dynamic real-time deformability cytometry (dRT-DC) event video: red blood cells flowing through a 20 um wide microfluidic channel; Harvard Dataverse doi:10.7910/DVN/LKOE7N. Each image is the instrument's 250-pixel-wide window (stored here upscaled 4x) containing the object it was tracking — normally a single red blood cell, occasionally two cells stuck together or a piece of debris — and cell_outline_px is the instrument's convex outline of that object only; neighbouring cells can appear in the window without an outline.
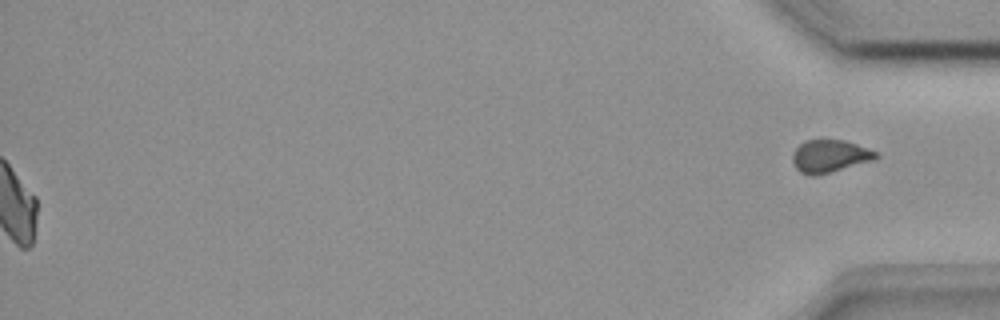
{"species": "common noctule bat (a hibernating species)", "species_latin": "Nyctalus noctula", "temperature_condition": "room temperature", "stored_images_in_passage": 48, "segment_of_instrument_passage": [2, 2], "camera_frame_rate_fps": 3000, "um_per_image_px": 0.085, "animal": {"sex": "female", "body_mass_g": 18.4}, "frame": {"image": 1, "passage_image": 48, "time_ms": 15.667, "image_size_px": [1000, 320], "cell_outline_px": [[880, 156], [876, 160], [816, 176], [808, 176], [800, 172], [796, 168], [792, 160], [792, 156], [796, 148], [804, 140], [844, 140], [880, 152]], "centroid_in_image_um": [70.57, 13.28], "position_along_channel_um": 364.6, "area_um2": 16.13}}